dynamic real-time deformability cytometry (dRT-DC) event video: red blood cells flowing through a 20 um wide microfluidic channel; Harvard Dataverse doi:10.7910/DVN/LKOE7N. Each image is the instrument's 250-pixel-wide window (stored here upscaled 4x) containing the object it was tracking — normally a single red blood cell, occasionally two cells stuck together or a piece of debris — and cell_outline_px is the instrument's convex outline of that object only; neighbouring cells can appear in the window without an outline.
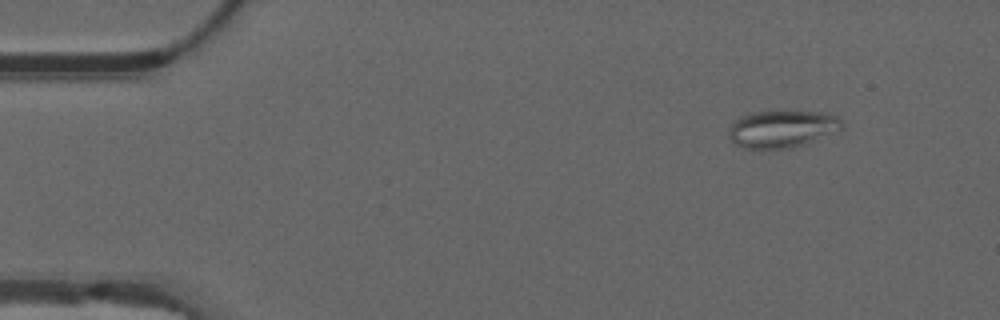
{"species": "common noctule bat (a hibernating species)", "species_latin": "Nyctalus noctula", "temperature_condition": "warm", "stored_images_in_passage": 17, "camera_frame_rate_fps": 3000, "um_per_image_px": 0.085, "animal": {"sex": "male", "forearm_length_mm": 52.5}, "frame": {"image": 1, "passage_image": 6, "time_ms": 1.667, "image_size_px": [1000, 320], "cell_outline_px": [[844, 124], [840, 128], [792, 148], [744, 148], [732, 144], [728, 136], [728, 128], [740, 116], [752, 112], [828, 112], [836, 116]], "centroid_in_image_um": [66.37, 10.95], "position_along_channel_um": 18.6, "area_um2": 24.04}}
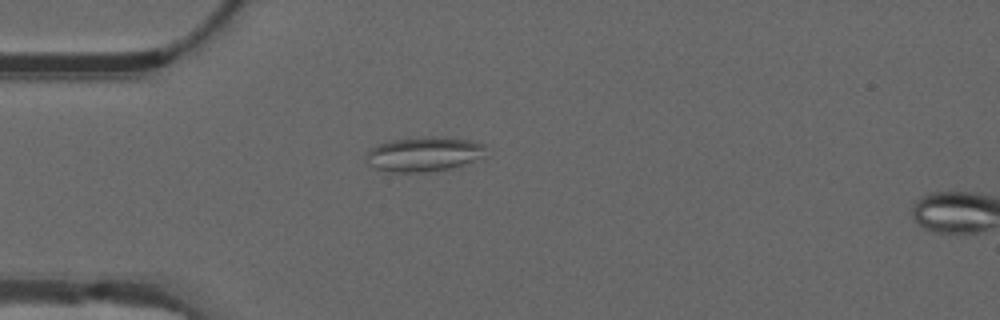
{"frame": {"image": 2, "passage_image": 15, "time_ms": 4.667, "image_size_px": [1000, 320], "cell_outline_px": [[484, 148], [480, 156], [464, 164], [452, 168], [424, 172], [388, 172], [372, 168], [368, 164], [364, 156], [368, 148], [392, 140], [428, 136], [448, 136], [468, 140], [484, 144]], "centroid_in_image_um": [35.92, 13.1], "position_along_channel_um": 49.1, "area_um2": 24.22}}